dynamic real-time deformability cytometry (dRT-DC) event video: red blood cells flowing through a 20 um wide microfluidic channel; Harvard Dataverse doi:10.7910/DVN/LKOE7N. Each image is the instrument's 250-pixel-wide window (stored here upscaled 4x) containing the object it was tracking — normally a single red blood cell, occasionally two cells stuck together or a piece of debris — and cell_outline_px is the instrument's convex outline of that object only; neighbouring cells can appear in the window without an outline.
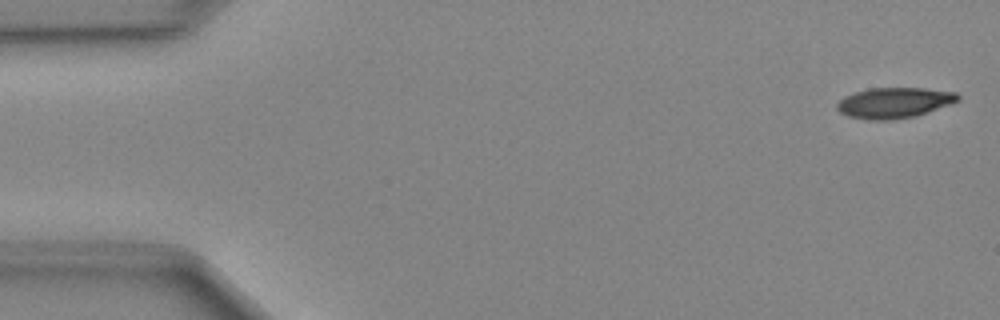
{"species": "Egyptian fruit bat (a non-hibernating species)", "species_latin": "Rousettus aegyptiacus", "temperature_condition": "cold", "stored_images_in_passage": 48, "camera_frame_rate_fps": 3000, "um_per_image_px": 0.085, "animal": {"sex": "female"}, "frame": {"image": 1, "passage_image": 1, "time_ms": 0.0, "image_size_px": [1000, 320], "cell_outline_px": [[960, 100], [916, 116], [892, 120], [872, 120], [848, 116], [840, 112], [836, 108], [836, 104], [844, 96], [868, 88], [924, 88], [956, 92], [960, 96]], "centroid_in_image_um": [76.0, 8.73], "position_along_channel_um": 9.0, "area_um2": 21.5}}
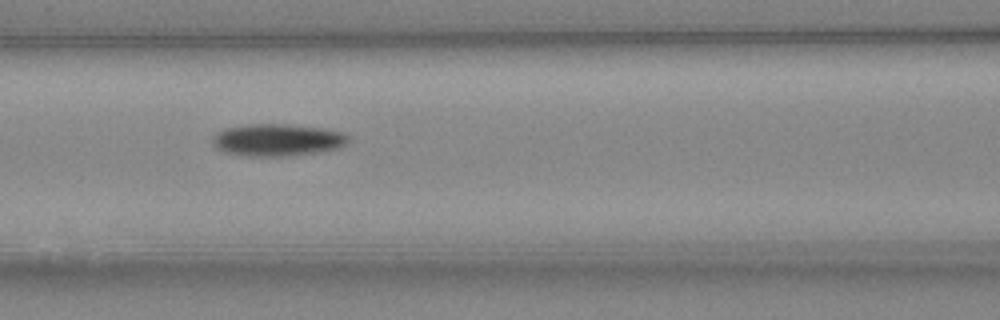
{"frame": {"image": 2, "passage_image": 20, "time_ms": 6.333, "image_size_px": [1000, 320], "cell_outline_px": [[348, 140], [340, 148], [320, 152], [288, 156], [248, 156], [224, 152], [216, 148], [212, 144], [212, 136], [216, 132], [224, 128], [248, 124], [288, 124], [324, 128], [344, 132], [348, 136]], "centroid_in_image_um": [23.56, 11.89], "position_along_channel_um": 143.0, "area_um2": 25.78}}
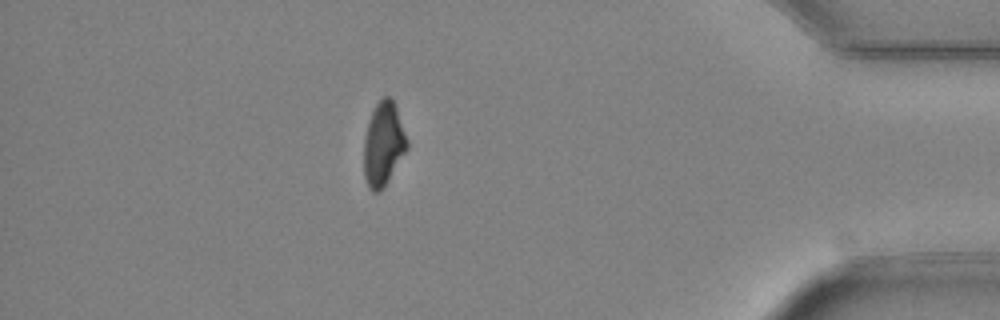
{"frame": {"image": 3, "passage_image": 42, "time_ms": 13.667, "image_size_px": [1000, 320], "cell_outline_px": [[408, 148], [380, 192], [372, 192], [368, 188], [364, 176], [364, 136], [368, 120], [376, 104], [384, 96], [388, 96], [392, 100], [396, 108], [408, 140]], "centroid_in_image_um": [32.57, 12.26], "position_along_channel_um": 402.6, "area_um2": 20.92}}